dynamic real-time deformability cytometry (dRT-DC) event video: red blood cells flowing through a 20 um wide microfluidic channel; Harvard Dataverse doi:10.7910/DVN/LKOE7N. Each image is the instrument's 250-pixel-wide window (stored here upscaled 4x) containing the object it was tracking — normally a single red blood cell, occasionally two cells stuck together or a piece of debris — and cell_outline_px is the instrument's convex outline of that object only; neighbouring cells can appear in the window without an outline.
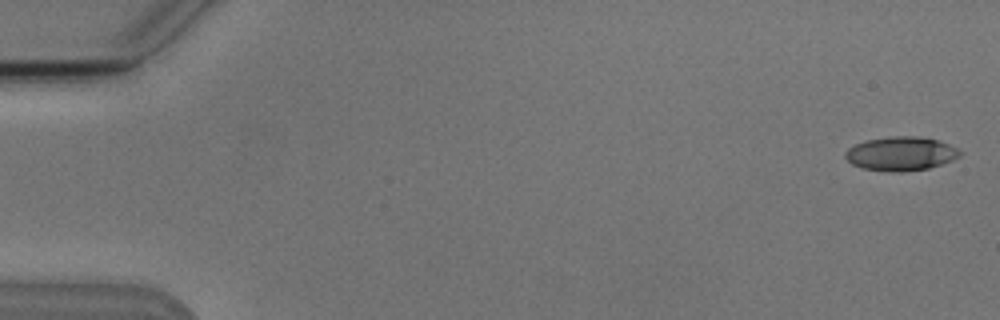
{"species": "Egyptian fruit bat (a non-hibernating species)", "species_latin": "Rousettus aegyptiacus", "temperature_condition": "cold", "stored_images_in_passage": 5, "camera_frame_rate_fps": 3000, "um_per_image_px": 0.085, "animal": {"sex": "male"}, "frame": {"image": 1, "passage_image": 1, "time_ms": 0.0, "image_size_px": [1000, 320], "cell_outline_px": [[964, 152], [960, 156], [952, 160], [928, 168], [904, 172], [888, 172], [864, 168], [852, 164], [844, 156], [844, 152], [848, 148], [856, 144], [868, 140], [888, 136], [920, 136], [940, 140], [960, 148]], "centroid_in_image_um": [76.62, 13.05], "position_along_channel_um": 8.4, "area_um2": 22.95}}
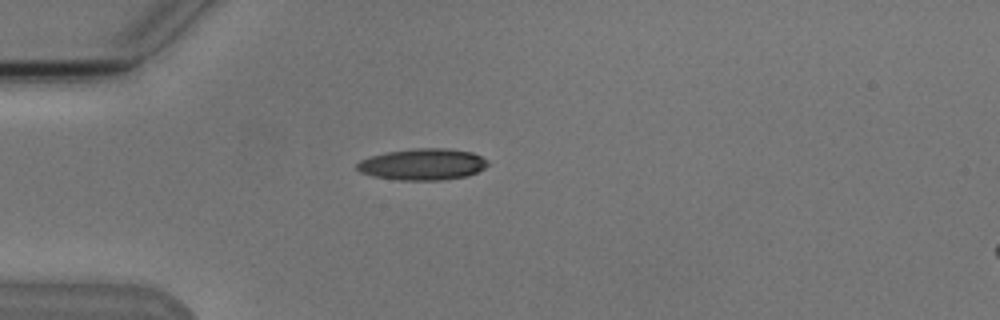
{"frame": {"image": 2, "passage_image": 5, "time_ms": 4.667, "image_size_px": [1000, 320], "cell_outline_px": [[488, 164], [484, 168], [468, 176], [440, 180], [400, 180], [372, 176], [360, 172], [356, 168], [356, 164], [360, 160], [368, 156], [384, 152], [412, 148], [448, 148], [472, 152], [488, 160]], "centroid_in_image_um": [35.89, 13.96], "position_along_channel_um": 49.1, "area_um2": 24.22}}